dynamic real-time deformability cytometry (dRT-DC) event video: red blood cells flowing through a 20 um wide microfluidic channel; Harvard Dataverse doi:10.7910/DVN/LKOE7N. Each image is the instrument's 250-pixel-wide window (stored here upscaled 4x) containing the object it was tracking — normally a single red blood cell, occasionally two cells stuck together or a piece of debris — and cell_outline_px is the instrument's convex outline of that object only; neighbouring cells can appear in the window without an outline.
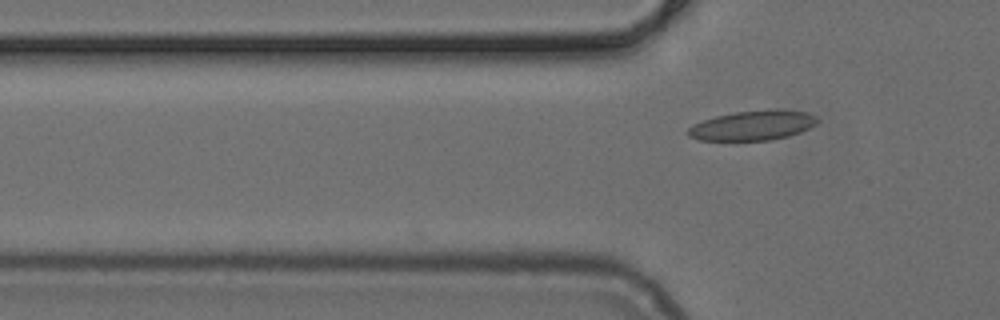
{"species": "common noctule bat (a hibernating species)", "species_latin": "Nyctalus noctula", "temperature_condition": "cold", "stored_images_in_passage": 3, "camera_frame_rate_fps": 3000, "um_per_image_px": 0.085, "animal": {"sex": "female", "body_mass_g": 24.6, "forearm_length_mm": 56.2}, "frame": {"image": 1, "passage_image": 3, "time_ms": 0.667, "image_size_px": [1000, 320], "cell_outline_px": [[820, 120], [816, 124], [800, 132], [788, 136], [772, 140], [700, 140], [688, 136], [684, 132], [692, 124], [716, 116], [736, 112], [768, 108], [780, 108], [808, 112], [816, 116]], "centroid_in_image_um": [64.01, 10.64], "position_along_channel_um": 61.8, "area_um2": 22.83}}